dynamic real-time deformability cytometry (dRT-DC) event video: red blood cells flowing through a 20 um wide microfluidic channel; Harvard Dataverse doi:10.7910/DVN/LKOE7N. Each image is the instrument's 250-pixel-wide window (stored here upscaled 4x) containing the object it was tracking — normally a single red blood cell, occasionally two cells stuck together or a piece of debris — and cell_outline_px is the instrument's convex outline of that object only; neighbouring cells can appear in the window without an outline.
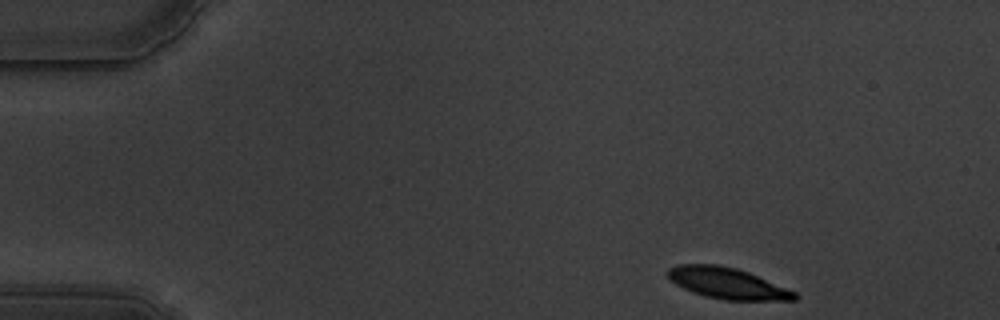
{"species": "common noctule bat (a hibernating species)", "species_latin": "Nyctalus noctula", "temperature_condition": "warm", "stored_images_in_passage": 52, "camera_frame_rate_fps": 3000, "um_per_image_px": 0.085, "animal": {"sex": "male", "body_mass_g": 19.5, "forearm_length_mm": 54.6}, "frame": {"image": 1, "passage_image": 1, "time_ms": 0.0, "image_size_px": [1000, 320], "cell_outline_px": [[800, 296], [796, 300], [724, 300], [704, 296], [692, 292], [676, 284], [664, 272], [668, 268], [680, 264], [720, 264], [736, 268], [748, 272], [796, 292]], "centroid_in_image_um": [61.81, 24.07], "position_along_channel_um": 23.2, "area_um2": 23.0}}
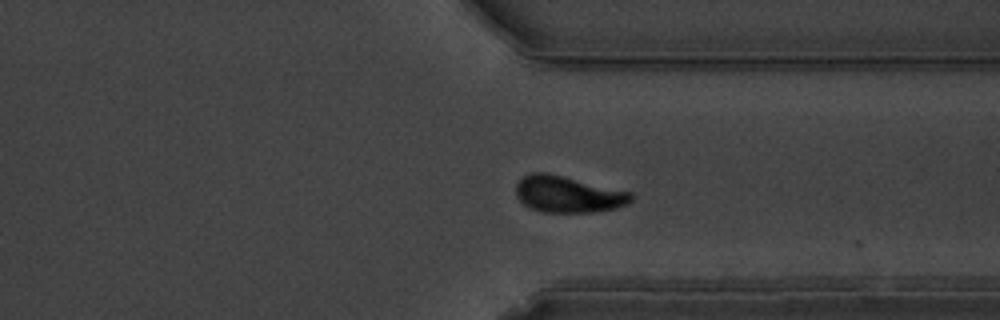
{"frame": {"image": 2, "passage_image": 38, "time_ms": 12.333, "image_size_px": [1000, 320], "cell_outline_px": [[632, 200], [628, 204], [616, 208], [592, 212], [540, 212], [524, 204], [516, 196], [516, 184], [528, 172], [544, 172], [564, 176], [632, 192]], "centroid_in_image_um": [48.28, 16.51], "position_along_channel_um": 363.1, "area_um2": 24.51}}
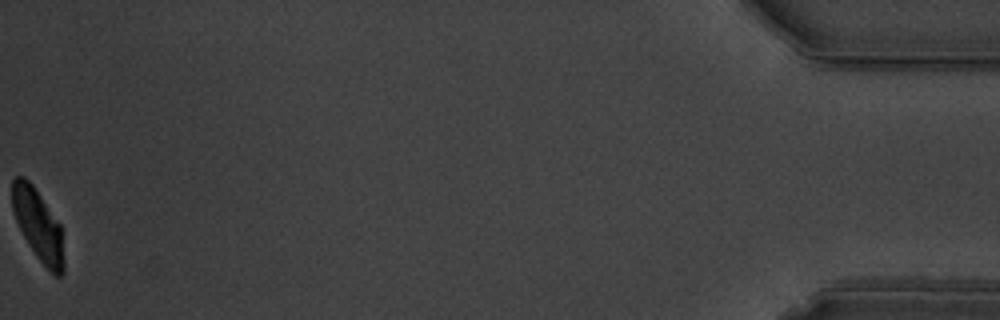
{"frame": {"image": 3, "passage_image": 52, "time_ms": 17.0, "image_size_px": [1000, 320], "cell_outline_px": [[64, 272], [60, 276], [56, 276], [36, 256], [24, 236], [16, 220], [12, 208], [12, 180], [16, 176], [24, 176], [32, 184], [60, 224], [64, 260]], "centroid_in_image_um": [3.23, 19.11], "position_along_channel_um": 432.0, "area_um2": 21.04}, "authors_computed_cell_mechanics": {"area_um2": 24.9407, "velocity_mm_per_s": 3.4784, "shape_relaxation_time_tau1_ms": 3.4968, "shape_relaxation_time_tau2_ms": 2.6815, "deformation_change_tau1": 0.1581, "deformation_change_tau2": 0.0635}}